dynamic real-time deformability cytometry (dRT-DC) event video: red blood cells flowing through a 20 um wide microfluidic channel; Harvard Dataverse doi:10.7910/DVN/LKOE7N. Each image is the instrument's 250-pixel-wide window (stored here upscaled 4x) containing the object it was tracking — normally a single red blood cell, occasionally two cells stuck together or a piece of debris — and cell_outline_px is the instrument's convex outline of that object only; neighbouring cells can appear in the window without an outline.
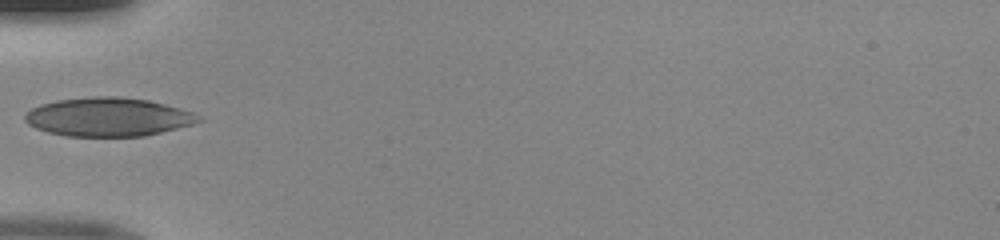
{"species": "human", "species_latin": "Homo sapiens", "temperature_condition": "room temperature", "stored_images_in_passage": 31, "camera_frame_rate_fps": 3000, "um_per_image_px": 0.085, "donor": {"sex": "male"}, "frame": {"image": 1, "passage_image": 1, "time_ms": 0.0, "image_size_px": [1000, 240], "cell_outline_px": [[204, 120], [192, 124], [144, 136], [68, 136], [48, 132], [36, 128], [28, 124], [24, 120], [24, 116], [32, 108], [40, 104], [56, 100], [88, 96], [120, 96], [148, 100], [196, 112]], "centroid_in_image_um": [9.2, 9.93], "position_along_channel_um": 75.8, "area_um2": 39.25}}
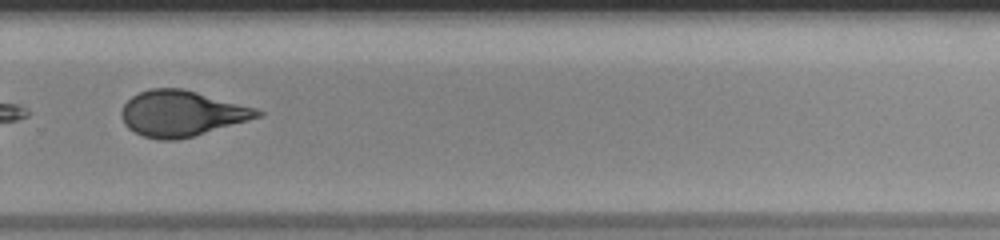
{"frame": {"image": 2, "passage_image": 18, "time_ms": 5.667, "image_size_px": [1000, 240], "cell_outline_px": [[264, 112], [260, 116], [248, 120], [192, 136], [176, 140], [156, 140], [144, 136], [128, 128], [124, 124], [120, 116], [120, 112], [124, 104], [132, 96], [140, 92], [152, 88], [184, 88], [256, 108]], "centroid_in_image_um": [15.4, 9.64], "position_along_channel_um": 314.4, "area_um2": 36.01}}